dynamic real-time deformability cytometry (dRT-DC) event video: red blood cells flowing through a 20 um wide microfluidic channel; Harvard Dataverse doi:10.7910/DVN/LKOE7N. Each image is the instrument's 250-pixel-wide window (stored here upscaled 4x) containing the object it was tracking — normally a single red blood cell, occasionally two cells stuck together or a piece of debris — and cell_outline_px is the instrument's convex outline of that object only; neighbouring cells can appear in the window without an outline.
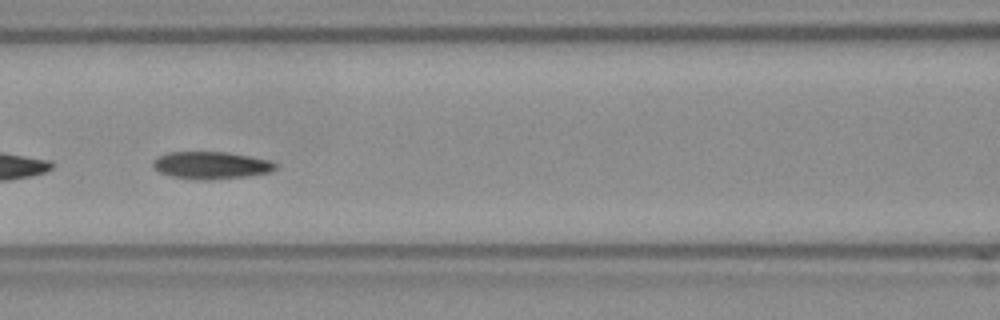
{"species": "Egyptian fruit bat (a non-hibernating species)", "species_latin": "Rousettus aegyptiacus", "temperature_condition": "room temperature", "stored_images_in_passage": 30, "camera_frame_rate_fps": 3000, "um_per_image_px": 0.085, "frame": {"image": 1, "passage_image": 13, "time_ms": 4.0, "image_size_px": [1000, 320], "cell_outline_px": [[276, 168], [268, 172], [248, 176], [212, 180], [196, 180], [172, 176], [160, 172], [152, 168], [152, 160], [160, 156], [172, 152], [228, 152], [272, 160], [276, 164]], "centroid_in_image_um": [17.94, 14.05], "position_along_channel_um": 148.7, "area_um2": 19.59}, "authors_computed_cell_mechanics": {"area_um2": 19.5364, "velocity_mm_per_s": 3.8134, "shape_relaxation_time_tau1_ms": 3.5677, "shape_relaxation_time_tau2_ms": 5.0913, "deformation_change_tau1": 0.121, "deformation_change_tau2": 0.1007}}